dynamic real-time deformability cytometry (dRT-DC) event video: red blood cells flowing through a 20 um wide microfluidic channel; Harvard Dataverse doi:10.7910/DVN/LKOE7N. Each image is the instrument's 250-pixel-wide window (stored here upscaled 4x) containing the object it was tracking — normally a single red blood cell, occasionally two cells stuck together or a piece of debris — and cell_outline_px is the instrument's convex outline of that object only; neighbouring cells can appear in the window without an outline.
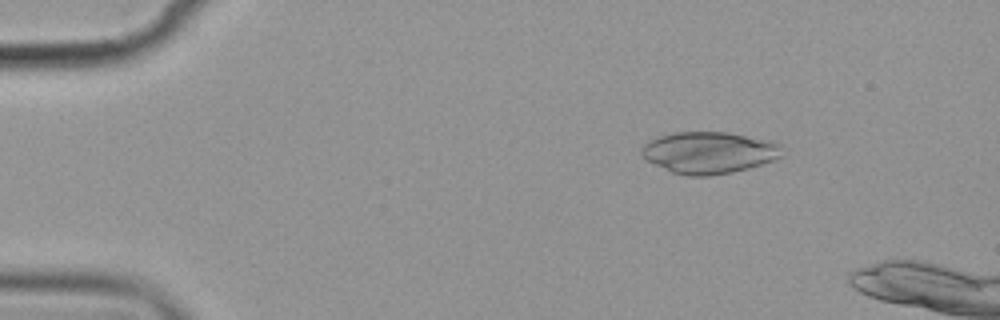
{"species": "common noctule bat (a hibernating species)", "species_latin": "Nyctalus noctula", "temperature_condition": "cold", "stored_images_in_passage": 4, "camera_frame_rate_fps": 3000, "um_per_image_px": 0.085, "animal": {"sex": "female", "body_mass_g": 19.9}, "frame": {"image": 1, "passage_image": 1, "time_ms": 0.0, "image_size_px": [1000, 320], "cell_outline_px": [[784, 156], [748, 168], [732, 172], [708, 176], [692, 176], [672, 172], [648, 160], [640, 152], [640, 148], [648, 140], [660, 136], [676, 132], [728, 132], [772, 140], [780, 144]], "centroid_in_image_um": [60.3, 12.95], "position_along_channel_um": 24.7, "area_um2": 34.1}}